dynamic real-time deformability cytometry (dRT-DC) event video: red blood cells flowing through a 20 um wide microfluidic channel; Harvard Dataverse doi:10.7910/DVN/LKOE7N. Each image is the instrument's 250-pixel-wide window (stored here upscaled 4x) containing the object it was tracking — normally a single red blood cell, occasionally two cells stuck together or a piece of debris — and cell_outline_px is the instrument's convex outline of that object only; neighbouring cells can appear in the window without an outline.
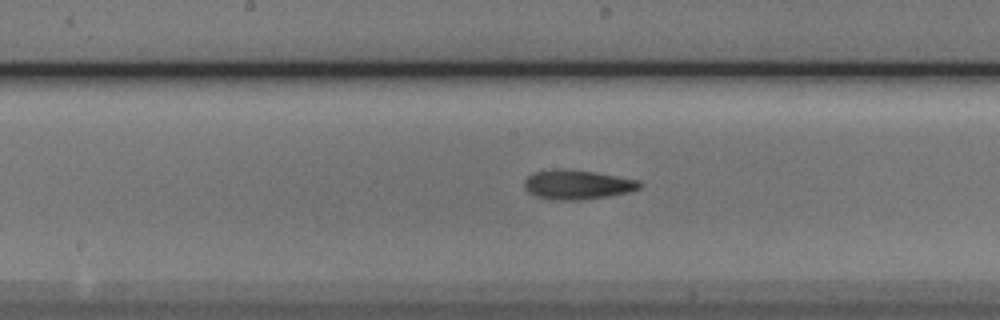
{"species": "Egyptian fruit bat (a non-hibernating species)", "species_latin": "Rousettus aegyptiacus", "temperature_condition": "cold", "stored_images_in_passage": 18, "camera_frame_rate_fps": 3000, "um_per_image_px": 0.085, "animal": {"sex": "male"}, "frame": {"image": 1, "passage_image": 13, "time_ms": 4.0, "image_size_px": [1000, 320], "cell_outline_px": [[640, 188], [628, 192], [608, 196], [580, 200], [552, 200], [536, 196], [528, 192], [524, 188], [524, 180], [532, 172], [552, 168], [568, 168], [616, 176], [636, 180], [640, 184]], "centroid_in_image_um": [48.97, 15.68], "position_along_channel_um": 199.2, "area_um2": 19.83}}
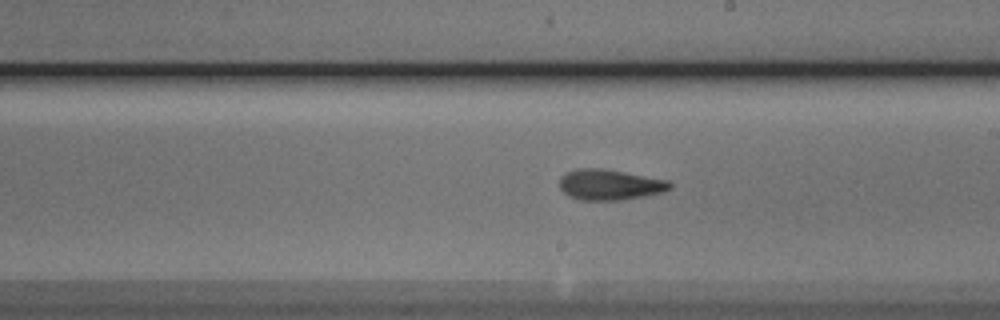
{"frame": {"image": 2, "passage_image": 16, "time_ms": 5.0, "image_size_px": [1000, 320], "cell_outline_px": [[672, 188], [664, 192], [644, 196], [620, 200], [580, 200], [568, 196], [560, 188], [560, 176], [564, 172], [576, 168], [604, 168], [668, 180], [672, 184]], "centroid_in_image_um": [51.81, 15.69], "position_along_channel_um": 237.2, "area_um2": 19.94}}